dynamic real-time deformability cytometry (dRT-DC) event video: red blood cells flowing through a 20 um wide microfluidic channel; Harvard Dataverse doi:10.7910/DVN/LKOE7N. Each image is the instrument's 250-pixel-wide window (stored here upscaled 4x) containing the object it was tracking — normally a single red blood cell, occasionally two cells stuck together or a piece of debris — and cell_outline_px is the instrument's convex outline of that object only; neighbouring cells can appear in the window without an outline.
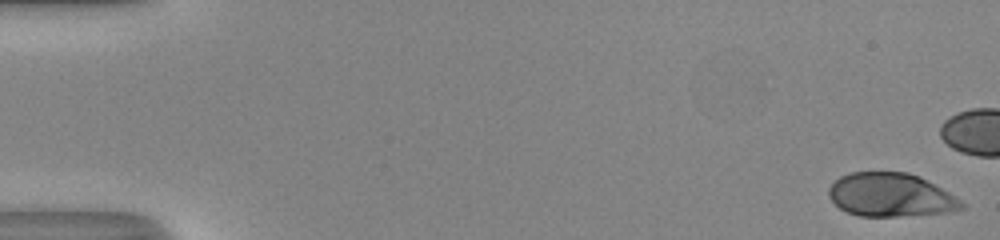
{"species": "human", "species_latin": "Homo sapiens", "temperature_condition": "room temperature", "stored_images_in_passage": 21, "camera_frame_rate_fps": 3000, "um_per_image_px": 0.085, "donor": {"sex": "male"}, "frame": {"image": 1, "passage_image": 1, "time_ms": 0.0, "image_size_px": [1000, 240], "cell_outline_px": [[964, 208], [948, 212], [900, 216], [860, 216], [848, 212], [840, 208], [828, 196], [828, 188], [840, 176], [852, 172], [908, 172], [920, 176], [948, 192], [960, 200], [964, 204]], "centroid_in_image_um": [75.7, 16.56], "position_along_channel_um": 9.3, "area_um2": 33.52}}
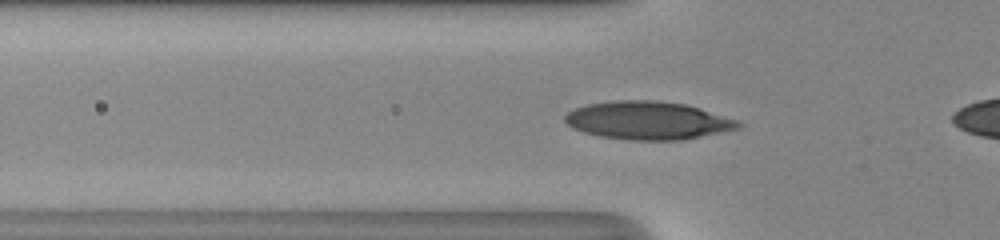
{"frame": {"image": 2, "passage_image": 18, "time_ms": 5.667, "image_size_px": [1000, 240], "cell_outline_px": [[744, 124], [740, 128], [684, 140], [628, 140], [600, 136], [584, 132], [572, 128], [564, 120], [564, 116], [568, 112], [576, 108], [588, 104], [612, 100], [656, 100], [688, 104], [736, 120]], "centroid_in_image_um": [55.07, 10.24], "position_along_channel_um": 70.7, "area_um2": 38.55}}